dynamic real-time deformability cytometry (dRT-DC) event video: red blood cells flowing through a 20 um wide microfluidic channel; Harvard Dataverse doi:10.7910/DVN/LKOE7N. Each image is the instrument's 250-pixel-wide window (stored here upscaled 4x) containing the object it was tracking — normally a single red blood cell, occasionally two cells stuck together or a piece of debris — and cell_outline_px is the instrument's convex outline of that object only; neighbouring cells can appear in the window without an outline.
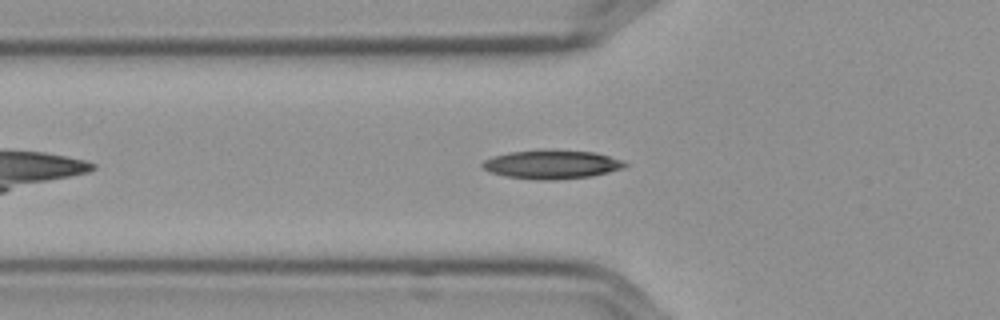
{"species": "Egyptian fruit bat (a non-hibernating species)", "species_latin": "Rousettus aegyptiacus", "temperature_condition": "cold", "stored_images_in_passage": 45, "camera_frame_rate_fps": 3000, "um_per_image_px": 0.085, "frame": {"image": 1, "passage_image": 8, "time_ms": 2.333, "image_size_px": [1000, 320], "cell_outline_px": [[628, 164], [620, 168], [592, 176], [552, 180], [544, 180], [508, 176], [492, 172], [484, 168], [480, 164], [484, 160], [496, 156], [512, 152], [540, 148], [592, 152], [608, 156], [620, 160]], "centroid_in_image_um": [46.88, 13.95], "position_along_channel_um": 78.9, "area_um2": 23.52}}
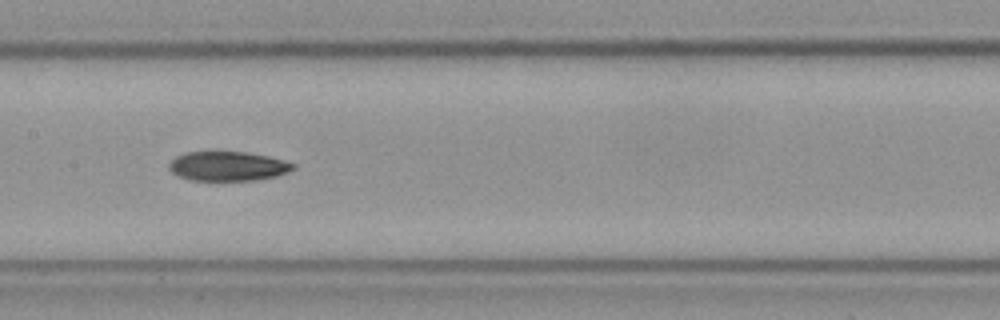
{"frame": {"image": 2, "passage_image": 17, "time_ms": 5.333, "image_size_px": [1000, 320], "cell_outline_px": [[296, 164], [292, 168], [276, 176], [252, 180], [192, 180], [180, 176], [172, 172], [168, 168], [168, 164], [176, 156], [184, 152], [208, 148], [216, 148], [248, 152], [268, 156]], "centroid_in_image_um": [19.26, 14.05], "position_along_channel_um": 188.1, "area_um2": 21.96}}
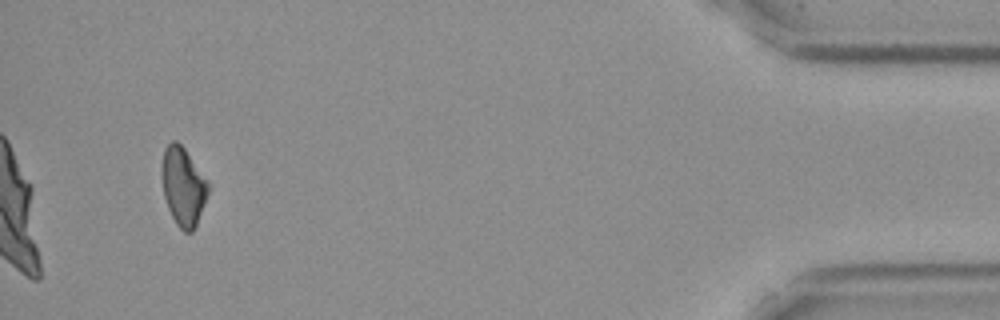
{"frame": {"image": 3, "passage_image": 42, "time_ms": 13.667, "image_size_px": [1000, 320], "cell_outline_px": [[208, 192], [196, 224], [192, 232], [184, 232], [176, 224], [168, 208], [164, 196], [160, 168], [164, 148], [172, 140], [176, 140], [184, 148], [208, 180]], "centroid_in_image_um": [15.54, 15.81], "position_along_channel_um": 419.7, "area_um2": 21.1}, "authors_computed_cell_mechanics": {"area_um2": 21.5594, "velocity_mm_per_s": 3.5972, "shape_relaxation_time_tau1_ms": 6.5016, "shape_relaxation_time_tau2_ms": null, "deformation_change_tau1": 0.1387, "deformation_change_tau2": null}}